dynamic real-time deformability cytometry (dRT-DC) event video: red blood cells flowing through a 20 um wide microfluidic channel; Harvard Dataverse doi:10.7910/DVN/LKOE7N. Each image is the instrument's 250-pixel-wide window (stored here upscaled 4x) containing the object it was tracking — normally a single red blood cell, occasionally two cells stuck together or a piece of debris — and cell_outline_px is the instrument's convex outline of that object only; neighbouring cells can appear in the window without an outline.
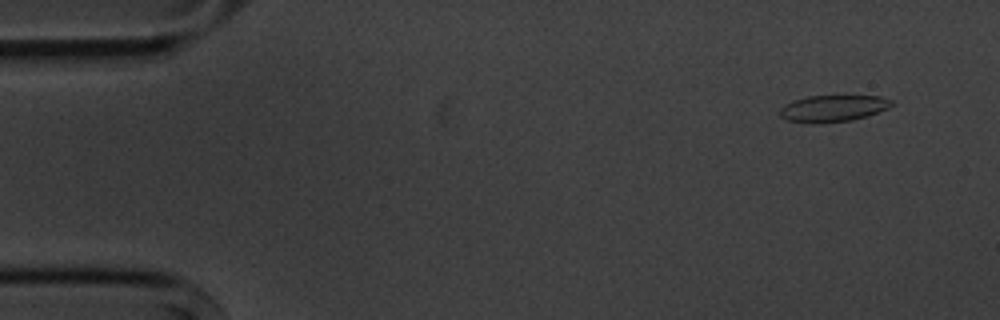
{"species": "common noctule bat (a hibernating species)", "species_latin": "Nyctalus noctula", "temperature_condition": "cold", "stored_images_in_passage": 14, "camera_frame_rate_fps": 3000, "um_per_image_px": 0.085, "animal": {"sex": "male", "body_mass_g": 20.1, "forearm_length_mm": 53.5}, "frame": {"image": 1, "passage_image": 1, "time_ms": 0.0, "image_size_px": [1000, 320], "cell_outline_px": [[892, 104], [888, 108], [868, 116], [852, 120], [788, 120], [780, 116], [780, 108], [784, 104], [792, 100], [808, 96], [880, 96], [892, 100]], "centroid_in_image_um": [70.85, 9.15], "position_along_channel_um": 14.1, "area_um2": 16.47}}
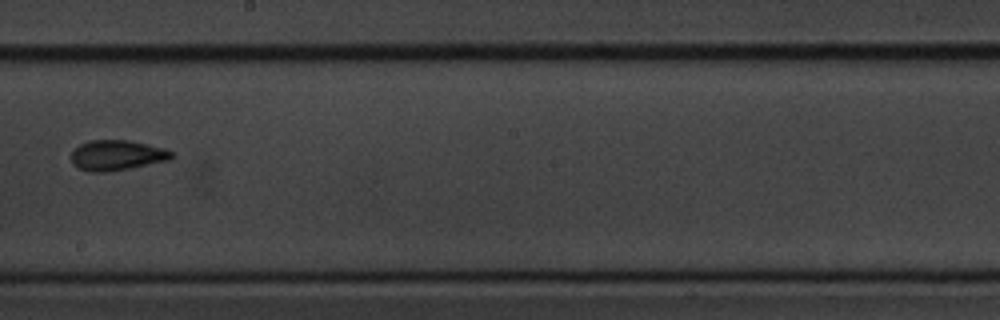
{"frame": {"image": 2, "passage_image": 8, "time_ms": 9.0, "image_size_px": [1000, 320], "cell_outline_px": [[176, 156], [168, 160], [108, 172], [92, 172], [80, 168], [72, 164], [72, 152], [80, 144], [88, 140], [128, 140], [148, 144], [164, 148], [172, 152]], "centroid_in_image_um": [9.94, 13.19], "position_along_channel_um": 238.3, "area_um2": 17.57}}
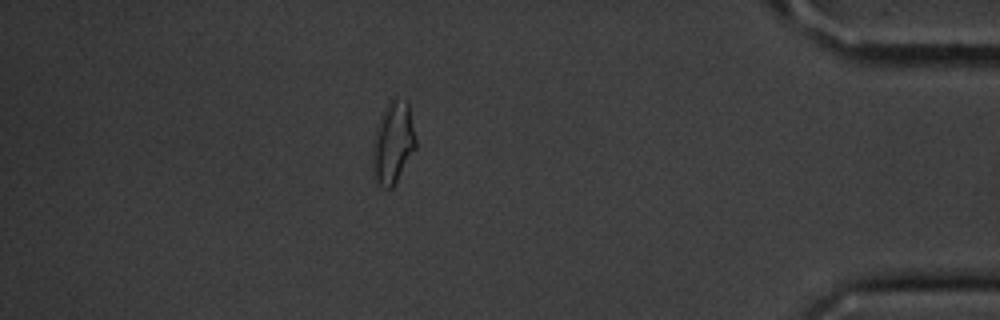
{"frame": {"image": 3, "passage_image": 13, "time_ms": 14.667, "image_size_px": [1000, 320], "cell_outline_px": [[416, 148], [392, 188], [384, 188], [376, 184], [372, 176], [372, 144], [376, 128], [388, 104], [392, 100], [408, 100], [416, 140]], "centroid_in_image_um": [33.39, 12.21], "position_along_channel_um": 401.8, "area_um2": 20.52}, "authors_computed_cell_mechanics": {"area_um2": 17.2533, "velocity_mm_per_s": 3.619, "shape_relaxation_time_tau1_ms": 3.6308, "shape_relaxation_time_tau2_ms": 2.3258, "deformation_change_tau1": 0.124, "deformation_change_tau2": 0.0665}}